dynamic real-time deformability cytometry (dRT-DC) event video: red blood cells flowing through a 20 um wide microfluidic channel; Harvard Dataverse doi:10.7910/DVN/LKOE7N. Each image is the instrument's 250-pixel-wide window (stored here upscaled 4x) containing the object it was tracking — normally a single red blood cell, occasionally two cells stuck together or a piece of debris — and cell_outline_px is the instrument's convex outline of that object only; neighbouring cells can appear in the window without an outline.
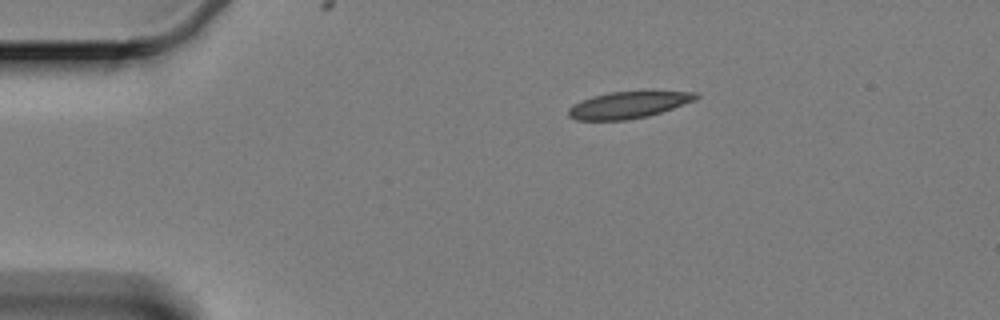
{"species": "Egyptian fruit bat (a non-hibernating species)", "species_latin": "Rousettus aegyptiacus", "temperature_condition": "cold", "stored_images_in_passage": 49, "camera_frame_rate_fps": 3000, "um_per_image_px": 0.085, "animal": {"sex": "female"}, "frame": {"image": 1, "passage_image": 1, "time_ms": 0.0, "image_size_px": [1000, 320], "cell_outline_px": [[700, 96], [696, 100], [648, 116], [624, 120], [576, 120], [568, 116], [568, 108], [572, 104], [580, 100], [592, 96], [608, 92], [652, 88], [696, 92]], "centroid_in_image_um": [53.47, 8.85], "position_along_channel_um": 31.5, "area_um2": 20.92}}
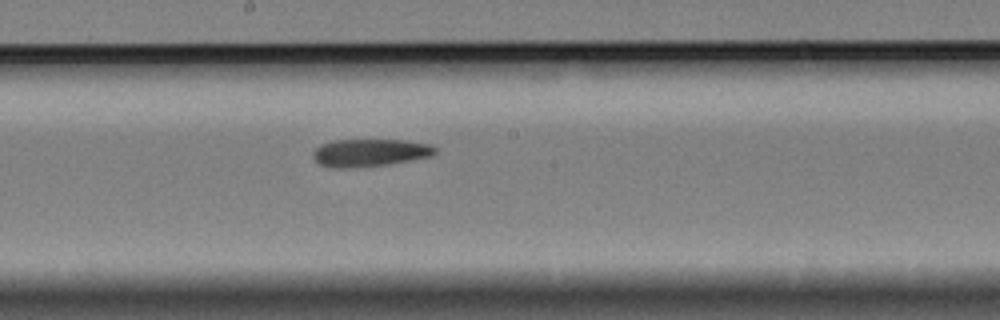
{"frame": {"image": 2, "passage_image": 22, "time_ms": 7.0, "image_size_px": [1000, 320], "cell_outline_px": [[436, 152], [432, 156], [388, 164], [344, 168], [332, 168], [320, 164], [312, 156], [312, 152], [320, 144], [332, 140], [404, 140], [428, 144], [436, 148]], "centroid_in_image_um": [31.4, 12.97], "position_along_channel_um": 216.8, "area_um2": 19.54}}
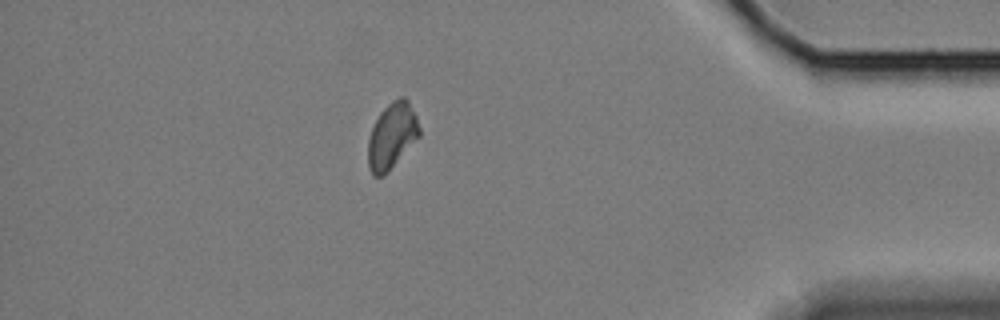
{"frame": {"image": 3, "passage_image": 42, "time_ms": 13.667, "image_size_px": [1000, 320], "cell_outline_px": [[420, 136], [388, 172], [380, 176], [372, 176], [368, 168], [368, 140], [372, 128], [380, 112], [392, 100], [400, 96], [404, 96], [408, 100], [416, 116], [420, 128]], "centroid_in_image_um": [33.31, 11.55], "position_along_channel_um": 401.9, "area_um2": 19.77}}